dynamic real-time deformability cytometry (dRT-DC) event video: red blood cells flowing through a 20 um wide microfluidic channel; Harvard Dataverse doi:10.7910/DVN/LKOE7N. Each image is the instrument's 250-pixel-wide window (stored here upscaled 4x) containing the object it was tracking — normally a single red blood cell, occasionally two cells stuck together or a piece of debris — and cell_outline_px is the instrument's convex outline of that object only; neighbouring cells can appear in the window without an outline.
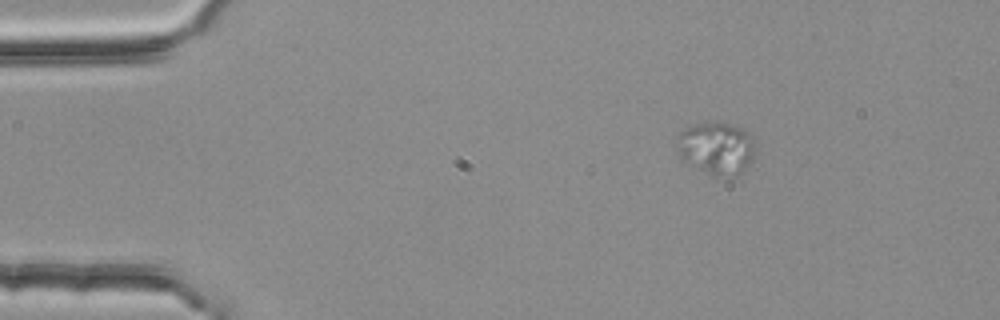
{"species": "common noctule bat (a hibernating species)", "species_latin": "Nyctalus noctula", "temperature_condition": "room temperature", "stored_images_in_passage": 4, "camera_frame_rate_fps": 3000, "um_per_image_px": 0.085, "animal": {"sex": "female", "body_mass_g": 25.1}, "frame": {"image": 1, "passage_image": 1, "time_ms": 0.0, "image_size_px": [1000, 320], "cell_outline_px": [[756, 148], [752, 160], [736, 176], [724, 176], [708, 172], [684, 164], [680, 160], [676, 148], [676, 136], [680, 132], [696, 124], [732, 124], [740, 128], [756, 140]], "centroid_in_image_um": [60.86, 12.61], "position_along_channel_um": 24.1, "area_um2": 23.81}}
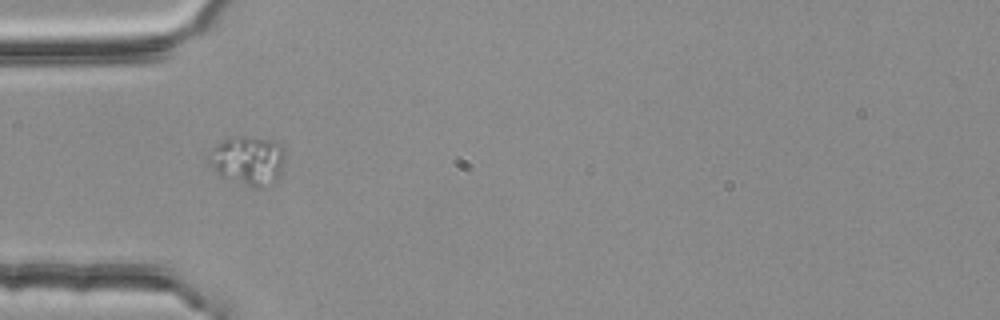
{"frame": {"image": 2, "passage_image": 3, "time_ms": 0.667, "image_size_px": [1000, 320], "cell_outline_px": [[284, 164], [280, 172], [272, 180], [260, 188], [256, 188], [220, 176], [216, 172], [208, 160], [208, 152], [212, 148], [224, 140], [232, 136], [248, 136], [272, 140], [280, 144], [284, 148]], "centroid_in_image_um": [21.06, 13.6], "position_along_channel_um": 63.9, "area_um2": 21.5}}